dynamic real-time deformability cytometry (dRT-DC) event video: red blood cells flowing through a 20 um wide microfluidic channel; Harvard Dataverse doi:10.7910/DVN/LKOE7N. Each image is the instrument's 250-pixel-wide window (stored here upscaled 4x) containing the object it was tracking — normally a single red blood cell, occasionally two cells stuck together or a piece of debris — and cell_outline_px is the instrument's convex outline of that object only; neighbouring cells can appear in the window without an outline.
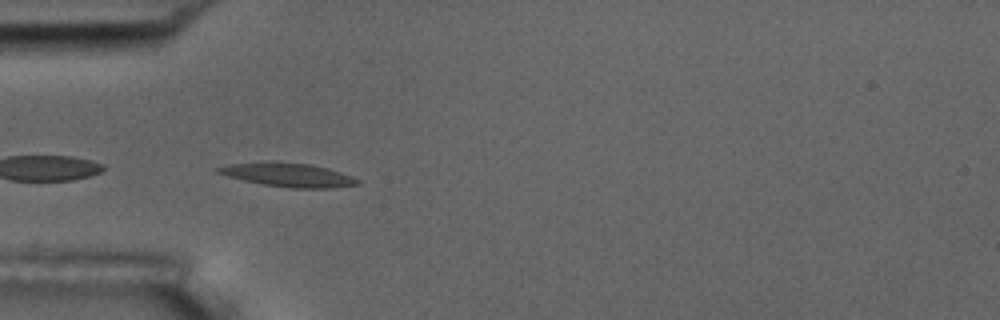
{"species": "common noctule bat (a hibernating species)", "species_latin": "Nyctalus noctula", "temperature_condition": "room temperature", "stored_images_in_passage": 8, "camera_frame_rate_fps": 3000, "um_per_image_px": 0.085, "animal": {"sex": "male", "body_mass_g": 17.5, "forearm_length_mm": 52.3}, "frame": {"image": 1, "passage_image": 5, "time_ms": 4.333, "image_size_px": [1000, 320], "cell_outline_px": [[360, 184], [332, 188], [292, 188], [264, 184], [244, 180], [228, 176], [216, 172], [212, 168], [232, 164], [268, 160], [312, 164], [328, 168], [352, 176], [360, 180]], "centroid_in_image_um": [24.49, 14.84], "position_along_channel_um": 60.5, "area_um2": 19.54}}